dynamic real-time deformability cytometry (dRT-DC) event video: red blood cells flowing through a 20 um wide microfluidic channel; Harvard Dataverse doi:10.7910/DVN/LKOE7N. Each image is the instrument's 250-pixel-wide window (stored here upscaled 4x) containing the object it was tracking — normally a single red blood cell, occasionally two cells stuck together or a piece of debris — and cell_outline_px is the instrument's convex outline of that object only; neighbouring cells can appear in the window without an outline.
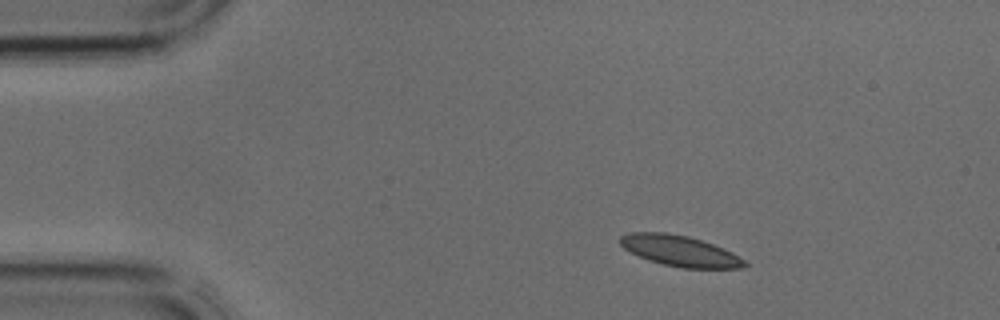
{"species": "common noctule bat (a hibernating species)", "species_latin": "Nyctalus noctula", "temperature_condition": "cold", "stored_images_in_passage": 2, "camera_frame_rate_fps": 3000, "um_per_image_px": 0.085, "animal": {"sex": "male", "body_mass_g": 17.9, "forearm_length_mm": 54.2}, "frame": {"image": 1, "passage_image": 1, "time_ms": 0.0, "image_size_px": [1000, 320], "cell_outline_px": [[748, 264], [744, 268], [684, 268], [664, 264], [640, 256], [624, 248], [620, 244], [620, 236], [632, 232], [664, 232], [688, 236], [712, 244], [732, 252], [744, 260]], "centroid_in_image_um": [57.81, 21.32], "position_along_channel_um": 27.2, "area_um2": 21.91}}